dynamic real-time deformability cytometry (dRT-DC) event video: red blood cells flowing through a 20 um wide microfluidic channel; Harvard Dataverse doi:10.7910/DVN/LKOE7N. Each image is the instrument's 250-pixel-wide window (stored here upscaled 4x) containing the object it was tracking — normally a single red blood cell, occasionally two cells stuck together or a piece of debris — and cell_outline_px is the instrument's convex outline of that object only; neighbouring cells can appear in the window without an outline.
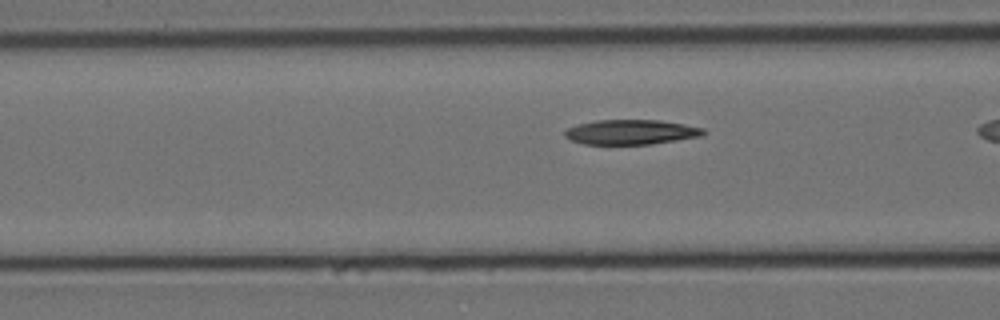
{"species": "Egyptian fruit bat (a non-hibernating species)", "species_latin": "Rousettus aegyptiacus", "temperature_condition": "cold", "stored_images_in_passage": 34, "camera_frame_rate_fps": 3000, "um_per_image_px": 0.085, "animal": {"sex": "female"}, "frame": {"image": 1, "passage_image": 11, "time_ms": 3.333, "image_size_px": [1000, 320], "cell_outline_px": [[708, 132], [704, 136], [652, 144], [584, 144], [572, 140], [564, 136], [564, 132], [568, 128], [576, 124], [596, 120], [660, 120], [684, 124], [704, 128]], "centroid_in_image_um": [53.68, 11.22], "position_along_channel_um": 112.9, "area_um2": 20.23}}
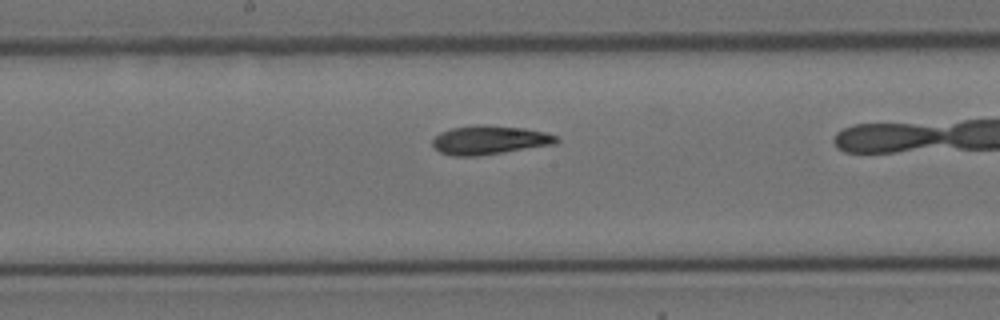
{"frame": {"image": 2, "passage_image": 19, "time_ms": 6.0, "image_size_px": [1000, 320], "cell_outline_px": [[560, 140], [556, 144], [476, 156], [452, 156], [440, 152], [432, 144], [432, 140], [440, 132], [452, 128], [480, 124], [484, 124], [524, 128], [544, 132], [556, 136]], "centroid_in_image_um": [41.6, 11.9], "position_along_channel_um": 206.6, "area_um2": 20.75}}
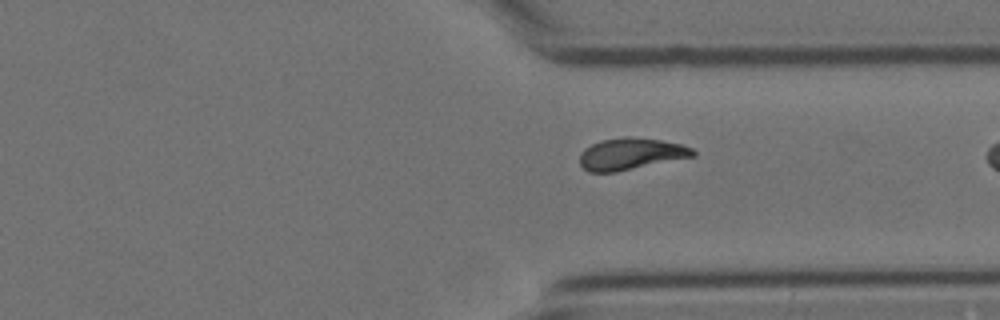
{"frame": {"image": 3, "passage_image": 32, "time_ms": 10.333, "image_size_px": [1000, 320], "cell_outline_px": [[696, 156], [616, 172], [588, 172], [580, 164], [580, 152], [584, 148], [600, 140], [660, 140], [680, 144], [692, 148], [696, 152]], "centroid_in_image_um": [53.62, 13.14], "position_along_channel_um": 357.8, "area_um2": 20.11}}